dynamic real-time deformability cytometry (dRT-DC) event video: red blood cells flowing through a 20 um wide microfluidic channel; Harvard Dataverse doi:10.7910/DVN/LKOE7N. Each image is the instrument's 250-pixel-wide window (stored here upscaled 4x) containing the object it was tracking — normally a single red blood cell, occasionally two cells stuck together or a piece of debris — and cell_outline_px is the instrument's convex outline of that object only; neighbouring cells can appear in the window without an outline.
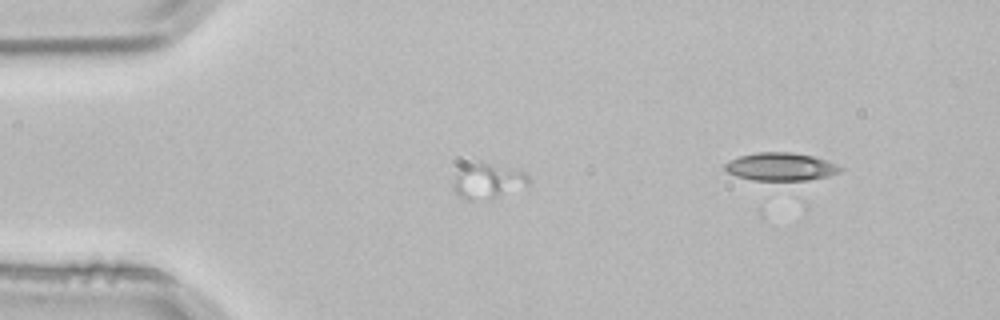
{"species": "common noctule bat (a hibernating species)", "species_latin": "Nyctalus noctula", "temperature_condition": "room temperature", "stored_images_in_passage": 2, "segment_of_instrument_passage": [1, 2], "camera_frame_rate_fps": 3000, "um_per_image_px": 0.085, "animal": {"sex": "male", "body_mass_g": 21.5, "forearm_length_mm": 52.0}, "frame": {"image": 1, "passage_image": 1, "time_ms": 0.0, "image_size_px": [1000, 320], "cell_outline_px": [[532, 180], [528, 184], [496, 196], [472, 200], [468, 200], [460, 196], [452, 188], [452, 180], [464, 168], [472, 164], [484, 164], [524, 172]], "centroid_in_image_um": [41.43, 15.42], "position_along_channel_um": 43.6, "area_um2": 14.22}}